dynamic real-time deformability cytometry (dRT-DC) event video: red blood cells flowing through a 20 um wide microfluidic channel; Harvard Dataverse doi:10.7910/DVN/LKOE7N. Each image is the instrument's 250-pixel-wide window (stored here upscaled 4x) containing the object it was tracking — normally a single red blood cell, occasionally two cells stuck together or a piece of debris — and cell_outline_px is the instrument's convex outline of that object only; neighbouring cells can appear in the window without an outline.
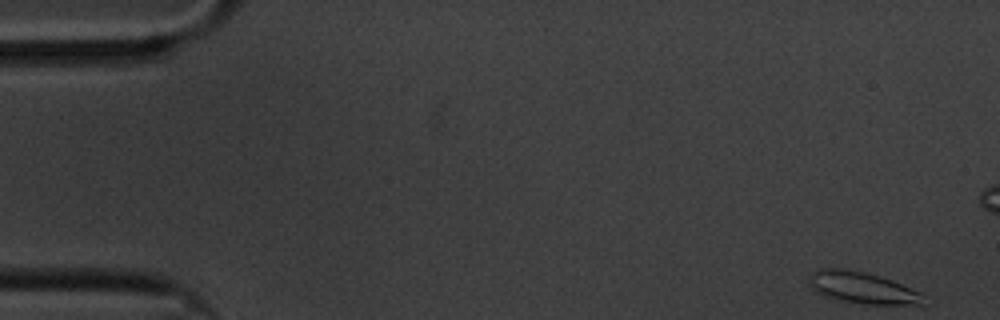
{"species": "common noctule bat (a hibernating species)", "species_latin": "Nyctalus noctula", "temperature_condition": "cold", "stored_images_in_passage": 60, "camera_frame_rate_fps": 3000, "um_per_image_px": 0.085, "animal": {"sex": "male", "body_mass_g": 20.1, "forearm_length_mm": 53.5}, "frame": {"image": 1, "passage_image": 1, "time_ms": 0.0, "image_size_px": [1000, 320], "cell_outline_px": [[924, 304], [864, 304], [836, 300], [824, 296], [816, 292], [808, 284], [808, 276], [812, 272], [820, 268], [840, 268], [864, 272], [880, 276], [892, 280], [924, 292]], "centroid_in_image_um": [73.29, 24.46], "position_along_channel_um": 11.7, "area_um2": 21.39}}
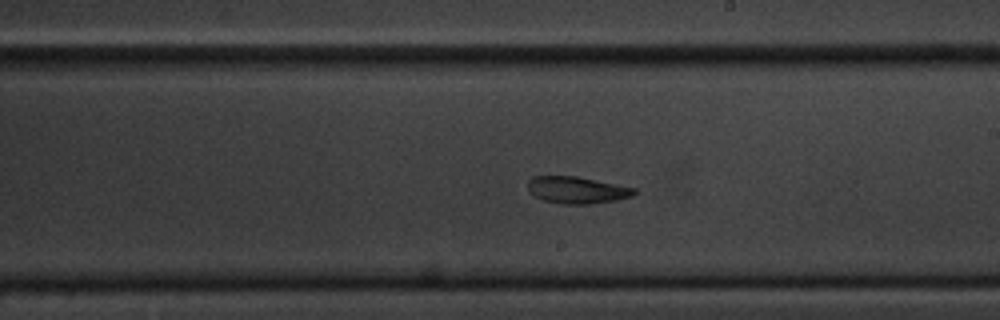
{"frame": {"image": 2, "passage_image": 33, "time_ms": 10.667, "image_size_px": [1000, 320], "cell_outline_px": [[640, 192], [632, 196], [616, 200], [592, 204], [560, 204], [544, 200], [528, 192], [528, 180], [532, 176], [576, 176], [636, 188]], "centroid_in_image_um": [49.06, 16.15], "position_along_channel_um": 239.9, "area_um2": 16.82}}
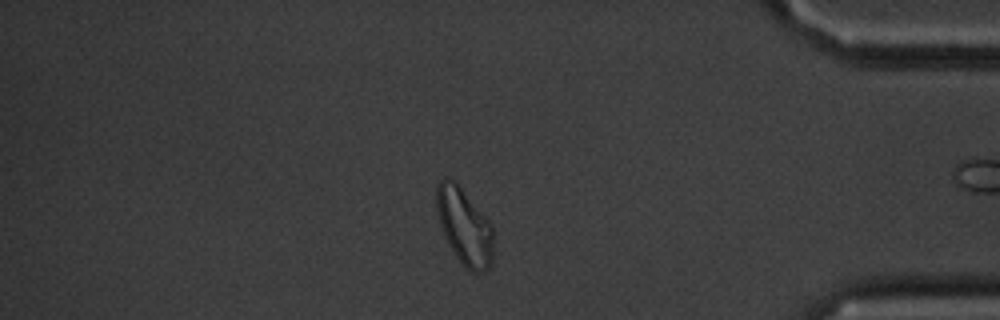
{"frame": {"image": 3, "passage_image": 50, "time_ms": 16.333, "image_size_px": [1000, 320], "cell_outline_px": [[492, 260], [488, 268], [480, 272], [472, 272], [456, 256], [448, 244], [444, 236], [436, 212], [436, 184], [444, 176], [448, 176], [456, 180], [492, 224]], "centroid_in_image_um": [39.44, 19.16], "position_along_channel_um": 395.8, "area_um2": 25.49}, "authors_computed_cell_mechanics": {"area_um2": 18.785, "velocity_mm_per_s": 3.2879, "shape_relaxation_time_tau1_ms": null, "shape_relaxation_time_tau2_ms": 5.7076, "deformation_change_tau1": null, "deformation_change_tau2": 0.1112}}